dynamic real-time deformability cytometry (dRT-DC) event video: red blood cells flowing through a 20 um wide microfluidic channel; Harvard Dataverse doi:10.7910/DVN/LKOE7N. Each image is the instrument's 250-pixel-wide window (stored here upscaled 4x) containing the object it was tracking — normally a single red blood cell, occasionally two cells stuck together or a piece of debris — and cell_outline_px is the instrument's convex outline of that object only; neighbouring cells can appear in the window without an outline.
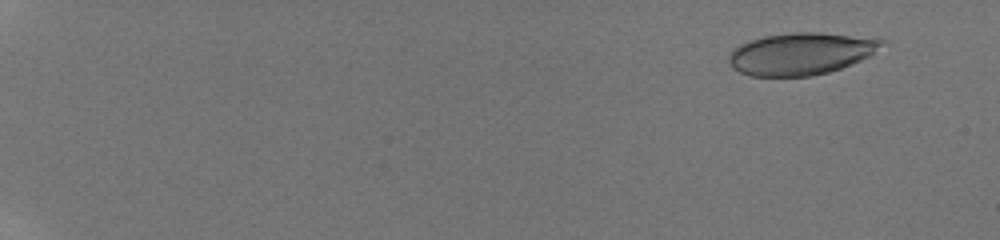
{"species": "human", "species_latin": "Homo sapiens", "temperature_condition": "room temperature", "stored_images_in_passage": 25, "camera_frame_rate_fps": 3000, "um_per_image_px": 0.085, "donor": {"sex": "male"}, "frame": {"image": 1, "passage_image": 5, "time_ms": 1.333, "image_size_px": [1000, 240], "cell_outline_px": [[888, 40], [884, 44], [868, 56], [852, 64], [828, 72], [812, 76], [752, 76], [740, 72], [732, 68], [728, 60], [728, 56], [732, 48], [740, 44], [764, 36], [792, 32], [820, 32], [876, 36]], "centroid_in_image_um": [68.13, 4.54], "position_along_channel_um": 16.9, "area_um2": 38.03}}
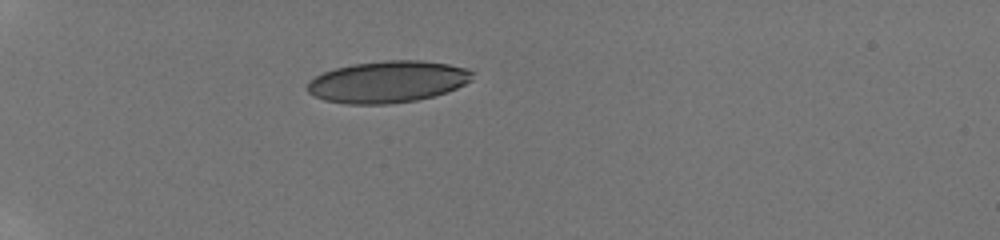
{"frame": {"image": 2, "passage_image": 19, "time_ms": 6.0, "image_size_px": [1000, 240], "cell_outline_px": [[476, 72], [472, 80], [456, 88], [432, 96], [416, 100], [388, 104], [348, 104], [324, 100], [312, 96], [308, 92], [308, 80], [324, 72], [336, 68], [352, 64], [384, 60], [420, 60], [448, 64], [468, 68]], "centroid_in_image_um": [32.96, 6.94], "position_along_channel_um": 52.0, "area_um2": 40.23}}
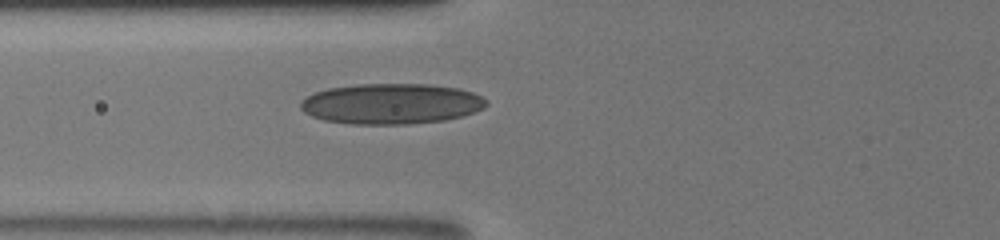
{"frame": {"image": 3, "passage_image": 25, "time_ms": 8.0, "image_size_px": [1000, 240], "cell_outline_px": [[488, 104], [484, 108], [460, 116], [444, 120], [408, 124], [352, 124], [324, 120], [312, 116], [304, 112], [300, 108], [300, 100], [316, 92], [328, 88], [360, 84], [428, 84], [460, 88], [472, 92], [488, 100]], "centroid_in_image_um": [33.25, 8.81], "position_along_channel_um": 92.5, "area_um2": 43.87}}